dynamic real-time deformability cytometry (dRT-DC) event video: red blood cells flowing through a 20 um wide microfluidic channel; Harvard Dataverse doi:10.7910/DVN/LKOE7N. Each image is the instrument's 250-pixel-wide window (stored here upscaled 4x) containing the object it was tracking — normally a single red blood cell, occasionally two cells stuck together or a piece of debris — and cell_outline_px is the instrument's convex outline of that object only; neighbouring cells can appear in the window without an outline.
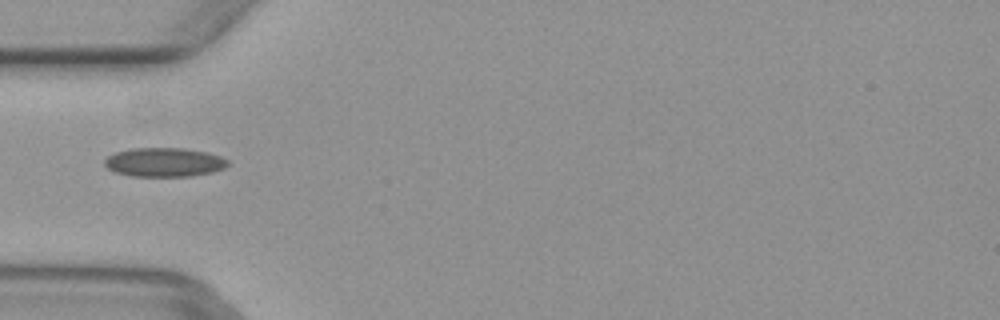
{"species": "common noctule bat (a hibernating species)", "species_latin": "Nyctalus noctula", "temperature_condition": "warm", "stored_images_in_passage": 4, "camera_frame_rate_fps": 3000, "um_per_image_px": 0.085, "animal": {"sex": "female", "body_mass_g": 29.2, "forearm_length_mm": 56.3}, "frame": {"image": 1, "passage_image": 4, "time_ms": 1.0, "image_size_px": [1000, 320], "cell_outline_px": [[228, 164], [224, 168], [212, 172], [192, 176], [132, 176], [116, 172], [108, 168], [104, 164], [104, 160], [108, 156], [116, 152], [132, 148], [184, 148], [208, 152], [220, 156], [228, 160]], "centroid_in_image_um": [13.97, 13.78], "position_along_channel_um": 71.0, "area_um2": 20.81}}